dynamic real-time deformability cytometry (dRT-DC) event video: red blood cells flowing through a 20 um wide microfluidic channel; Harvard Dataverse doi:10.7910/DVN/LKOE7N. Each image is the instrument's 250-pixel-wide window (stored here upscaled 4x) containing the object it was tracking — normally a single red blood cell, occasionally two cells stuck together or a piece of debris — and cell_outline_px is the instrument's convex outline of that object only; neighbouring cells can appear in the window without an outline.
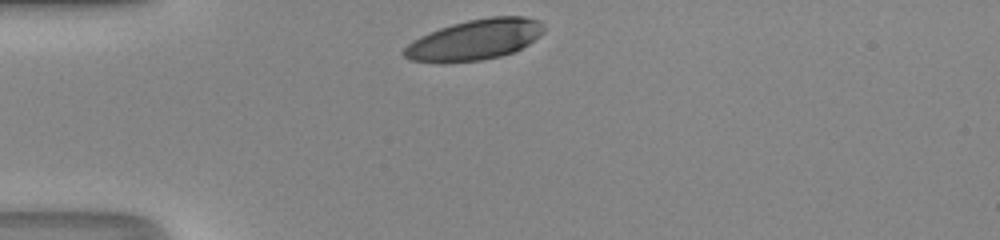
{"species": "human", "species_latin": "Homo sapiens", "temperature_condition": "room temperature", "stored_images_in_passage": 28, "camera_frame_rate_fps": 3000, "um_per_image_px": 0.085, "donor": {"sex": "male"}, "frame": {"image": 1, "passage_image": 1, "time_ms": 0.0, "image_size_px": [1000, 240], "cell_outline_px": [[544, 32], [540, 36], [528, 44], [512, 52], [500, 56], [480, 60], [444, 64], [440, 64], [408, 60], [404, 56], [404, 48], [412, 40], [420, 36], [440, 28], [452, 24], [468, 20], [492, 16], [524, 16], [540, 20], [544, 24]], "centroid_in_image_um": [40.34, 3.39], "position_along_channel_um": 44.7, "area_um2": 33.35}}
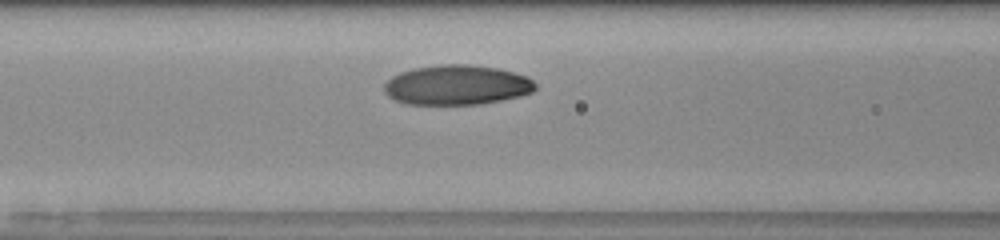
{"frame": {"image": 2, "passage_image": 9, "time_ms": 2.667, "image_size_px": [1000, 240], "cell_outline_px": [[536, 88], [532, 92], [520, 96], [480, 104], [408, 104], [396, 100], [388, 96], [384, 92], [384, 84], [392, 76], [400, 72], [416, 68], [444, 64], [468, 64], [496, 68], [528, 76], [536, 84]], "centroid_in_image_um": [38.83, 7.22], "position_along_channel_um": 127.8, "area_um2": 34.91}}
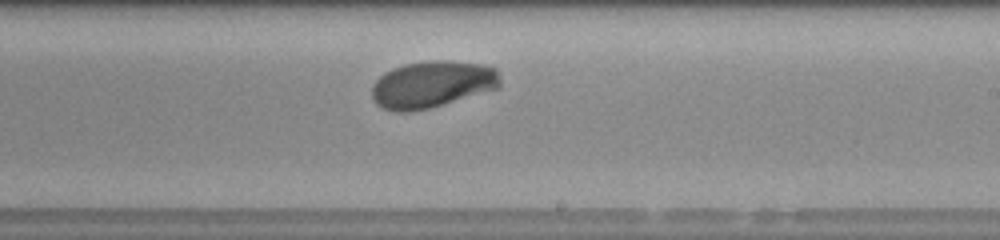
{"frame": {"image": 3, "passage_image": 18, "time_ms": 5.667, "image_size_px": [1000, 240], "cell_outline_px": [[500, 88], [428, 108], [408, 112], [396, 112], [380, 108], [372, 100], [372, 84], [384, 72], [392, 68], [404, 64], [432, 60], [448, 60], [484, 64], [496, 68], [500, 76]], "centroid_in_image_um": [36.72, 7.16], "position_along_channel_um": 252.3, "area_um2": 35.37}, "authors_computed_cell_mechanics": {"area_um2": 34.391, "velocity_mm_per_s": 4.1632, "shape_relaxation_time_tau1_ms": 3.4339, "shape_relaxation_time_tau2_ms": null, "deformation_change_tau1": 0.1601, "deformation_change_tau2": null}}